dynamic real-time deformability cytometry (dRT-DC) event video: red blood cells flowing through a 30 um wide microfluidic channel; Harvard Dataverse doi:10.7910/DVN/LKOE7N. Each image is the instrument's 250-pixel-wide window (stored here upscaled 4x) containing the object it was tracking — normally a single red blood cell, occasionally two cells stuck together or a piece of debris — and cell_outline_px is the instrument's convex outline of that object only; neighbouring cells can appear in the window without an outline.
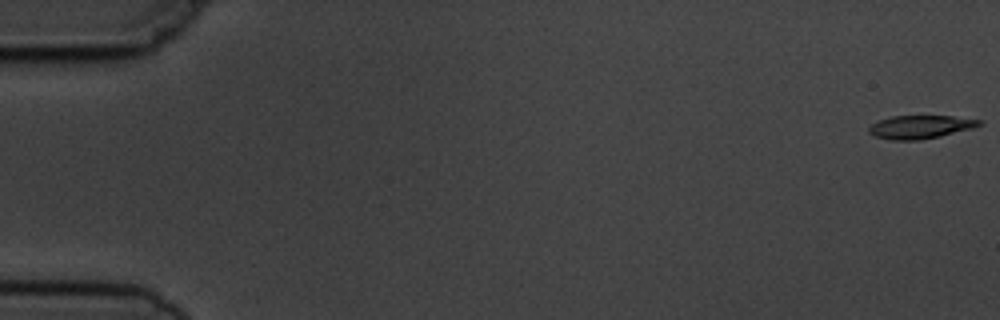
{"species": "common noctule bat (a hibernating species)", "species_latin": "Nyctalus noctula", "temperature_condition": "cold", "stored_images_in_passage": 6, "camera_frame_rate_fps": 3000, "um_per_image_px": 0.085, "animal": {"sex": "male", "body_mass_g": 19.5, "forearm_length_mm": 54.6}, "frame": {"image": 1, "passage_image": 1, "time_ms": 0.0, "image_size_px": [1000, 320], "cell_outline_px": [[984, 124], [972, 128], [940, 136], [920, 140], [892, 140], [876, 136], [868, 132], [868, 128], [872, 124], [880, 120], [892, 116], [952, 116], [984, 120]], "centroid_in_image_um": [78.27, 10.78], "position_along_channel_um": 6.7, "area_um2": 14.91}}
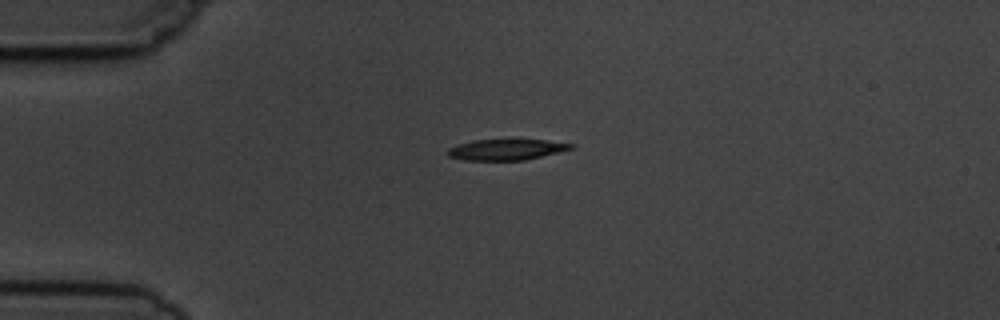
{"frame": {"image": 2, "passage_image": 4, "time_ms": 4.333, "image_size_px": [1000, 320], "cell_outline_px": [[576, 148], [560, 152], [524, 160], [464, 160], [448, 156], [444, 152], [448, 148], [472, 140], [544, 140], [576, 144]], "centroid_in_image_um": [43.05, 12.72], "position_along_channel_um": 41.9, "area_um2": 15.03}}
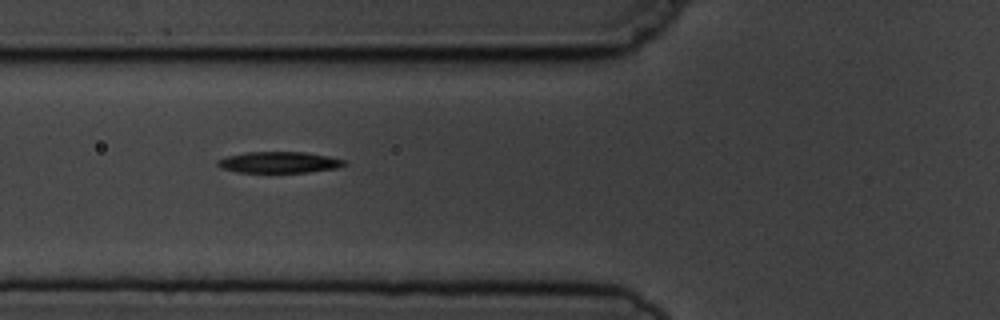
{"frame": {"image": 3, "passage_image": 6, "time_ms": 6.667, "image_size_px": [1000, 320], "cell_outline_px": [[348, 164], [336, 168], [308, 172], [236, 172], [220, 168], [216, 164], [216, 160], [228, 156], [244, 152], [304, 152], [328, 156], [348, 160]], "centroid_in_image_um": [23.73, 13.79], "position_along_channel_um": 102.1, "area_um2": 15.78}}